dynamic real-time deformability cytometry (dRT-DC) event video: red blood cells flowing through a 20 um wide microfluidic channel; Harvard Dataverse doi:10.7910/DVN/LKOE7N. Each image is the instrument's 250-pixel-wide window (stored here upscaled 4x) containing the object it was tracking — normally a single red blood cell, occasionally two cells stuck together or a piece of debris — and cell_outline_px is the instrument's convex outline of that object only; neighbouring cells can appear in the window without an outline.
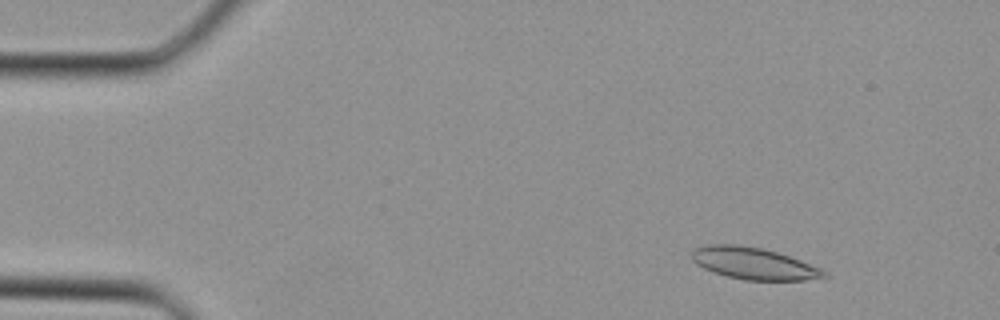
{"species": "Egyptian fruit bat (a non-hibernating species)", "species_latin": "Rousettus aegyptiacus", "temperature_condition": "cold", "stored_images_in_passage": 34, "camera_frame_rate_fps": 3000, "um_per_image_px": 0.085, "animal": {"sex": "female"}, "frame": {"image": 1, "passage_image": 2, "time_ms": 0.333, "image_size_px": [1000, 320], "cell_outline_px": [[828, 276], [804, 280], [744, 280], [728, 276], [704, 268], [696, 264], [692, 260], [692, 252], [696, 248], [712, 244], [740, 244], [764, 248], [800, 260], [820, 268]], "centroid_in_image_um": [64.04, 22.38], "position_along_channel_um": 21.0, "area_um2": 24.22}}
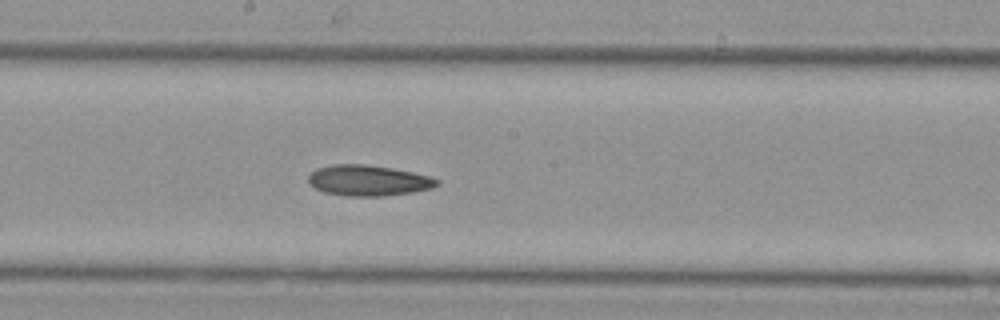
{"frame": {"image": 2, "passage_image": 17, "time_ms": 5.333, "image_size_px": [1000, 320], "cell_outline_px": [[440, 184], [432, 188], [412, 192], [384, 196], [348, 196], [324, 192], [308, 184], [308, 176], [316, 168], [332, 164], [368, 164], [392, 168], [412, 172], [428, 176], [440, 180]], "centroid_in_image_um": [31.29, 15.33], "position_along_channel_um": 216.9, "area_um2": 23.12}}
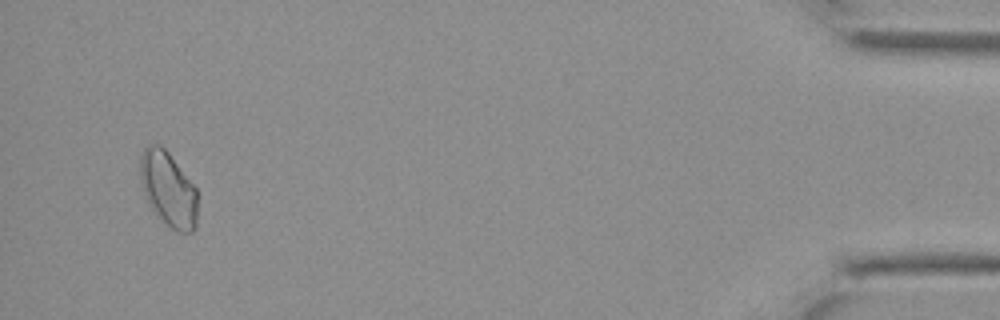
{"frame": {"image": 3, "passage_image": 32, "time_ms": 10.333, "image_size_px": [1000, 320], "cell_outline_px": [[196, 228], [192, 232], [176, 232], [156, 216], [144, 192], [140, 180], [140, 156], [144, 148], [148, 144], [160, 144], [168, 152], [196, 188]], "centroid_in_image_um": [14.29, 16.07], "position_along_channel_um": 420.9, "area_um2": 24.85}}